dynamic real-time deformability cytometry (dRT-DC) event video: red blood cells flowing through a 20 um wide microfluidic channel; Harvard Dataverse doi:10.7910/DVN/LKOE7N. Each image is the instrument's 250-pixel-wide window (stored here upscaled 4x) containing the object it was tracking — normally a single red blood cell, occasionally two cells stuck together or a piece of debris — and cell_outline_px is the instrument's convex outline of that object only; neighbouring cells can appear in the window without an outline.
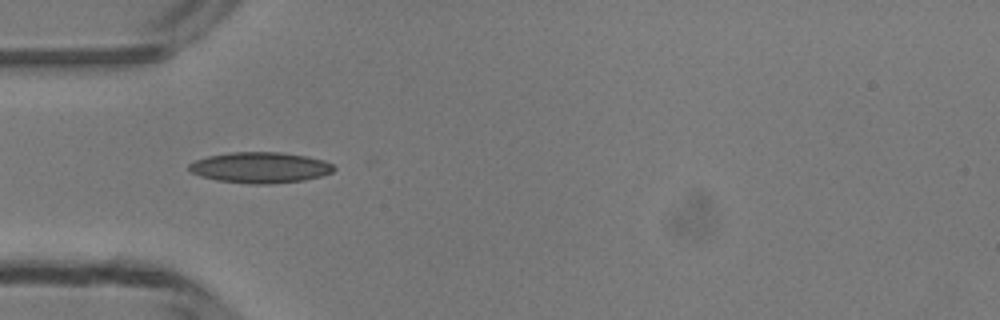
{"species": "common noctule bat (a hibernating species)", "species_latin": "Nyctalus noctula", "temperature_condition": "room temperature", "stored_images_in_passage": 6, "camera_frame_rate_fps": 3000, "um_per_image_px": 0.085, "animal": {"sex": "male", "body_mass_g": 13.3}, "frame": {"image": 1, "passage_image": 2, "time_ms": 0.333, "image_size_px": [1000, 320], "cell_outline_px": [[336, 168], [332, 172], [320, 176], [304, 180], [268, 184], [252, 184], [216, 180], [200, 176], [192, 172], [188, 168], [188, 164], [196, 160], [208, 156], [232, 152], [280, 152], [304, 156], [324, 160], [332, 164]], "centroid_in_image_um": [22.11, 14.24], "position_along_channel_um": 62.9, "area_um2": 25.89}}